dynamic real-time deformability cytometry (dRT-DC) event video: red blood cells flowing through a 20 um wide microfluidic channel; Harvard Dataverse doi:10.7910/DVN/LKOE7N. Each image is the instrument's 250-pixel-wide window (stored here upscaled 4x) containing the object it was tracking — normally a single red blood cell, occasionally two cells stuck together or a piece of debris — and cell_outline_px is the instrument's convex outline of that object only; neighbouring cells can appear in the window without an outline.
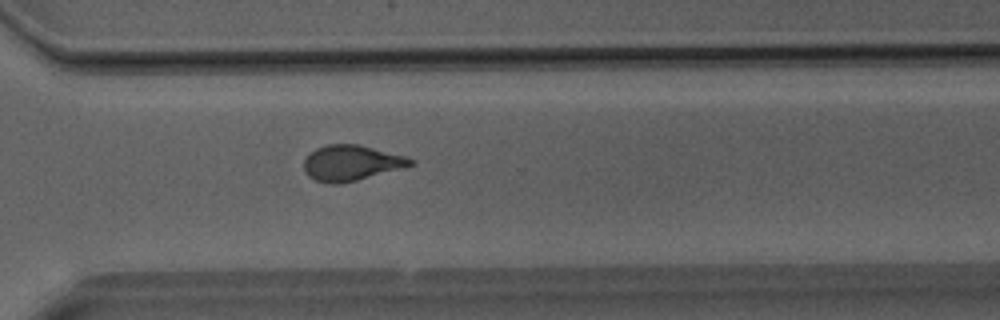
{"species": "Egyptian fruit bat (a non-hibernating species)", "species_latin": "Rousettus aegyptiacus", "temperature_condition": "room temperature", "stored_images_in_passage": 40, "camera_frame_rate_fps": 3000, "um_per_image_px": 0.085, "animal": {"sex": "male"}, "frame": {"image": 1, "passage_image": 29, "time_ms": 9.333, "image_size_px": [1000, 320], "cell_outline_px": [[416, 164], [404, 168], [340, 184], [328, 184], [316, 180], [308, 176], [304, 172], [304, 160], [316, 148], [328, 144], [360, 144], [404, 156], [416, 160]], "centroid_in_image_um": [29.88, 13.85], "position_along_channel_um": 340.7, "area_um2": 22.14}}
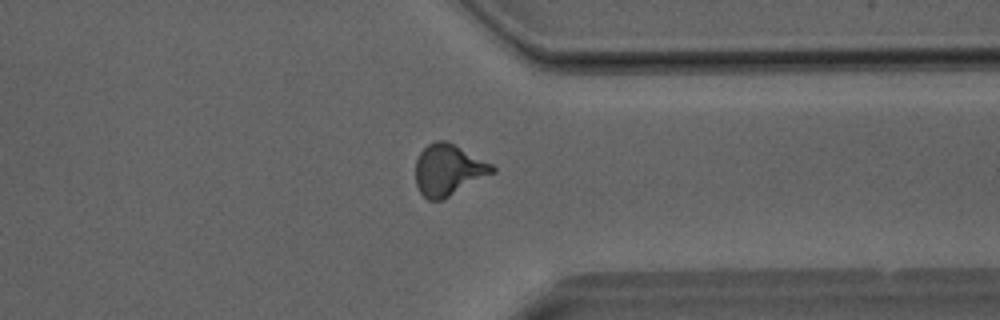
{"frame": {"image": 2, "passage_image": 31, "time_ms": 10.0, "image_size_px": [1000, 320], "cell_outline_px": [[496, 172], [440, 200], [428, 200], [420, 192], [416, 184], [416, 160], [420, 152], [428, 144], [436, 140], [448, 140], [492, 164], [496, 168]], "centroid_in_image_um": [38.11, 14.41], "position_along_channel_um": 373.3, "area_um2": 22.83}}
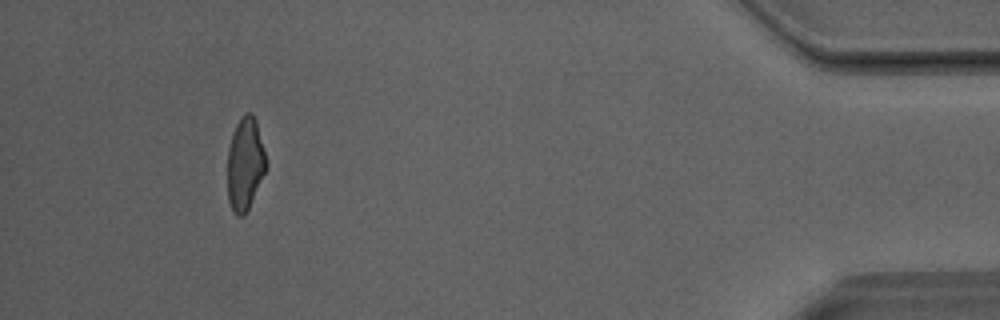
{"frame": {"image": 3, "passage_image": 37, "time_ms": 12.0, "image_size_px": [1000, 320], "cell_outline_px": [[268, 168], [244, 216], [236, 216], [232, 212], [228, 200], [228, 148], [232, 132], [240, 116], [244, 112], [252, 112], [256, 120], [268, 164]], "centroid_in_image_um": [20.84, 13.91], "position_along_channel_um": 414.4, "area_um2": 21.27}}